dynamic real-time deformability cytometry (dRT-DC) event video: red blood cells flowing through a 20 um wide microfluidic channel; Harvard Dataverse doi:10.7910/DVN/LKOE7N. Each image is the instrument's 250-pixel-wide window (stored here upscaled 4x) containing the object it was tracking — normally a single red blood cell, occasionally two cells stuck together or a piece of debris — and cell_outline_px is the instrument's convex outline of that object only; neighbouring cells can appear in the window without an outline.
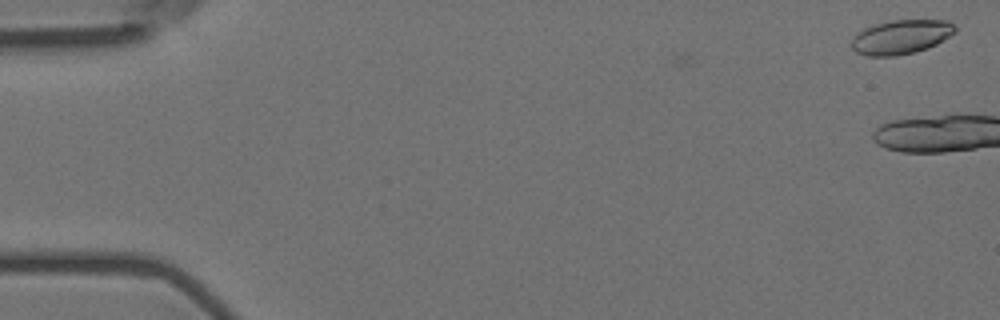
{"species": "Egyptian fruit bat (a non-hibernating species)", "species_latin": "Rousettus aegyptiacus", "temperature_condition": "room temperature", "stored_images_in_passage": 7, "camera_frame_rate_fps": 3000, "um_per_image_px": 0.085, "animal": {"sex": "female"}, "frame": {"image": 1, "passage_image": 2, "time_ms": 0.333, "image_size_px": [1000, 320], "cell_outline_px": [[956, 32], [936, 44], [928, 48], [916, 52], [896, 56], [868, 56], [856, 52], [852, 48], [852, 40], [856, 32], [864, 28], [876, 24], [892, 20], [948, 20], [956, 28]], "centroid_in_image_um": [76.58, 3.14], "position_along_channel_um": 8.4, "area_um2": 20.69}}